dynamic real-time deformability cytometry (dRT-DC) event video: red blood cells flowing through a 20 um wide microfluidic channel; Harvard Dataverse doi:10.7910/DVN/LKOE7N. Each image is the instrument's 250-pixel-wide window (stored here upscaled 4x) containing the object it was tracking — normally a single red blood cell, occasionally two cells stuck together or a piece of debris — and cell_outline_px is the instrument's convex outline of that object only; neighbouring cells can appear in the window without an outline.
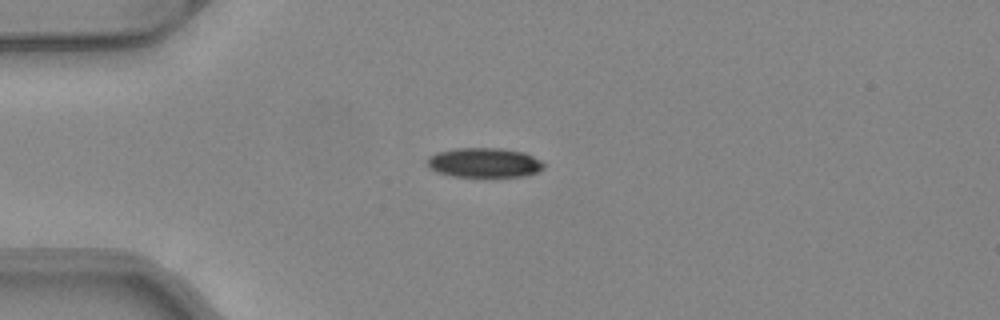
{"species": "common noctule bat (a hibernating species)", "species_latin": "Nyctalus noctula", "temperature_condition": "warm", "stored_images_in_passage": 41, "camera_frame_rate_fps": 3000, "um_per_image_px": 0.085, "animal": {"sex": "female", "body_mass_g": 24.6, "forearm_length_mm": 56.2}, "frame": {"image": 1, "passage_image": 8, "time_ms": 2.333, "image_size_px": [1000, 320], "cell_outline_px": [[544, 168], [540, 172], [524, 176], [452, 176], [436, 172], [428, 164], [428, 156], [436, 152], [456, 148], [500, 148], [524, 152], [540, 160], [544, 164]], "centroid_in_image_um": [41.18, 13.82], "position_along_channel_um": 43.8, "area_um2": 20.06}}
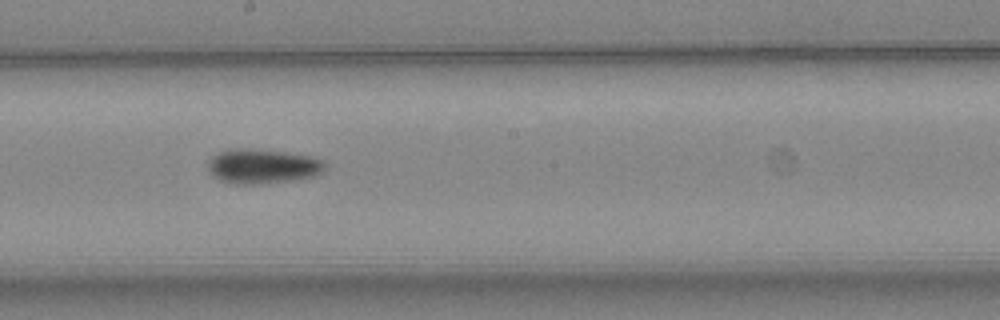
{"frame": {"image": 2, "passage_image": 23, "time_ms": 7.333, "image_size_px": [1000, 320], "cell_outline_px": [[328, 168], [324, 172], [316, 176], [292, 180], [264, 184], [232, 184], [220, 180], [212, 176], [208, 172], [208, 160], [212, 156], [220, 152], [236, 148], [252, 148], [288, 152], [312, 156], [324, 160]], "centroid_in_image_um": [22.36, 14.13], "position_along_channel_um": 225.8, "area_um2": 24.22}}
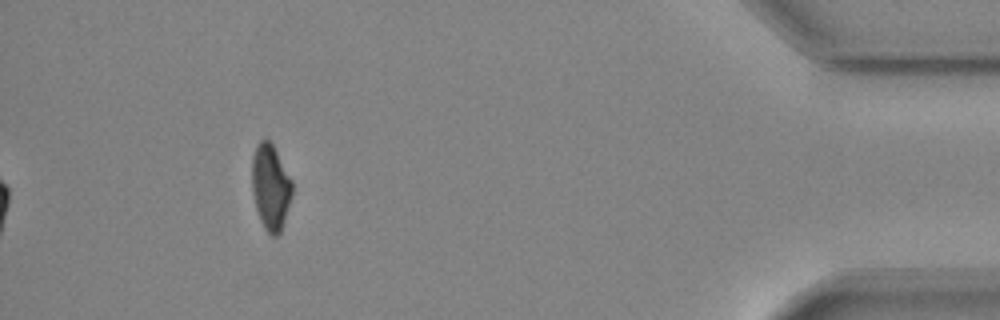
{"frame": {"image": 3, "passage_image": 41, "time_ms": 13.333, "image_size_px": [1000, 320], "cell_outline_px": [[292, 196], [280, 232], [276, 236], [272, 236], [264, 228], [260, 220], [256, 208], [252, 192], [252, 156], [256, 144], [264, 136], [272, 144], [292, 180]], "centroid_in_image_um": [22.98, 15.87], "position_along_channel_um": 412.2, "area_um2": 20.06}, "authors_computed_cell_mechanics": {"area_um2": 21.5594, "velocity_mm_per_s": 4.1211, "shape_relaxation_time_tau1_ms": 5.6806, "shape_relaxation_time_tau2_ms": null, "deformation_change_tau1": 0.1555, "deformation_change_tau2": null}}